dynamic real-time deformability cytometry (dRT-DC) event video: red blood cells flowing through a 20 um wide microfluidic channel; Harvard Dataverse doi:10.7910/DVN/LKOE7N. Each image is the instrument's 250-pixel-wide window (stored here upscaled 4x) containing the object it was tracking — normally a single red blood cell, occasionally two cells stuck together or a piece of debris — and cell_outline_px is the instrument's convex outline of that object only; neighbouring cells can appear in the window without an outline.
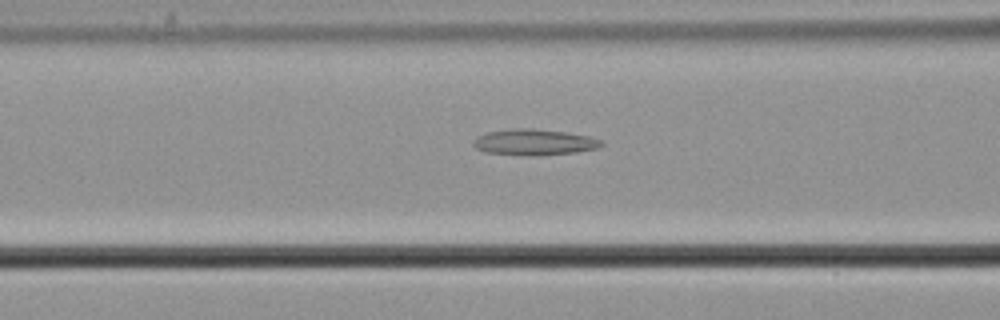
{"species": "common noctule bat (a hibernating species)", "species_latin": "Nyctalus noctula", "temperature_condition": "cold", "stored_images_in_passage": 42, "camera_frame_rate_fps": 3000, "um_per_image_px": 0.085, "animal": {"sex": "male", "body_mass_g": 21.5, "forearm_length_mm": 52.0}, "frame": {"image": 1, "passage_image": 9, "time_ms": 2.667, "image_size_px": [1000, 320], "cell_outline_px": [[604, 144], [596, 148], [576, 152], [540, 156], [520, 156], [484, 152], [476, 148], [472, 144], [472, 140], [476, 136], [488, 132], [512, 128], [532, 128], [564, 132], [588, 136], [600, 140]], "centroid_in_image_um": [45.33, 12.1], "position_along_channel_um": 121.3, "area_um2": 19.65}}
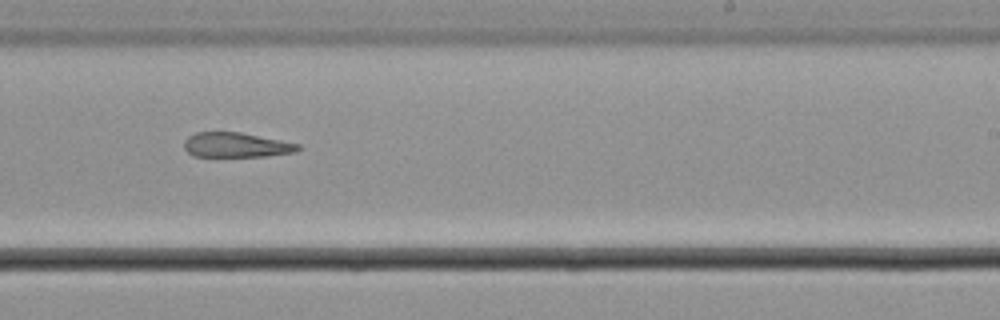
{"frame": {"image": 2, "passage_image": 21, "time_ms": 6.667, "image_size_px": [1000, 320], "cell_outline_px": [[300, 148], [296, 152], [268, 156], [192, 156], [184, 148], [184, 140], [188, 136], [196, 132], [240, 132], [300, 144]], "centroid_in_image_um": [20.06, 12.32], "position_along_channel_um": 268.9, "area_um2": 16.42}}
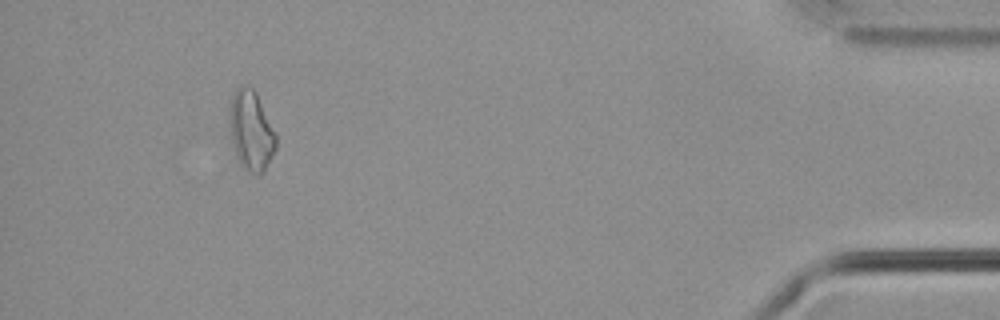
{"frame": {"image": 3, "passage_image": 38, "time_ms": 12.333, "image_size_px": [1000, 320], "cell_outline_px": [[276, 148], [264, 172], [248, 172], [240, 164], [236, 156], [232, 144], [228, 116], [228, 112], [232, 96], [236, 88], [240, 84], [248, 84], [256, 92], [276, 132]], "centroid_in_image_um": [21.33, 11.05], "position_along_channel_um": 413.9, "area_um2": 21.91}}